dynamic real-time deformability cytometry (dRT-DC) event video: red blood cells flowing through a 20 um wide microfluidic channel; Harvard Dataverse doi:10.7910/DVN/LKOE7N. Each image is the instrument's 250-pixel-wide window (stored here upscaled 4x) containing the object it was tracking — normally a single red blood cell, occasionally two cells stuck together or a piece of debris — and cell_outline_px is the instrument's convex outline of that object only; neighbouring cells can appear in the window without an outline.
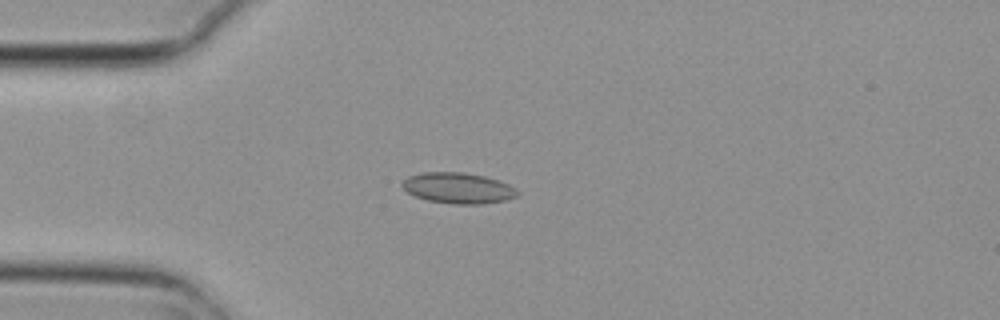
{"species": "common noctule bat (a hibernating species)", "species_latin": "Nyctalus noctula", "temperature_condition": "cold", "stored_images_in_passage": 5, "camera_frame_rate_fps": 3000, "um_per_image_px": 0.085, "animal": {"sex": "female", "body_mass_g": 29.2, "forearm_length_mm": 56.3}, "frame": {"image": 1, "passage_image": 2, "time_ms": 0.333, "image_size_px": [1000, 320], "cell_outline_px": [[520, 192], [516, 196], [504, 200], [484, 204], [452, 204], [428, 200], [416, 196], [408, 192], [400, 184], [408, 176], [424, 172], [464, 172], [484, 176], [508, 184], [516, 188]], "centroid_in_image_um": [38.94, 15.98], "position_along_channel_um": 46.1, "area_um2": 20.58}}
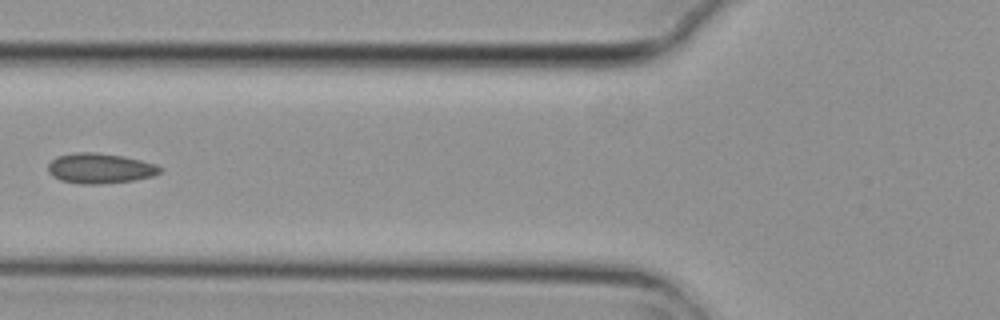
{"frame": {"image": 2, "passage_image": 4, "time_ms": 1.0, "image_size_px": [1000, 320], "cell_outline_px": [[164, 168], [160, 172], [152, 176], [136, 180], [100, 184], [80, 184], [60, 180], [52, 176], [48, 172], [48, 164], [56, 156], [76, 152], [92, 152], [124, 156], [156, 164]], "centroid_in_image_um": [8.49, 14.31], "position_along_channel_um": 117.3, "area_um2": 19.83}}
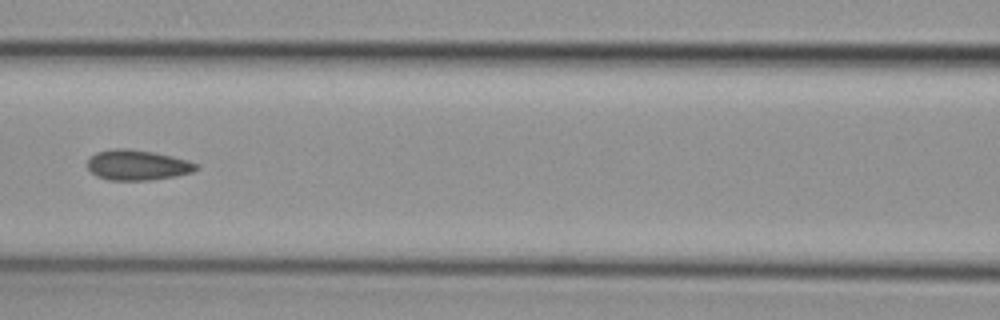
{"frame": {"image": 3, "passage_image": 5, "time_ms": 1.333, "image_size_px": [1000, 320], "cell_outline_px": [[200, 168], [192, 172], [176, 176], [152, 180], [108, 180], [96, 176], [88, 168], [88, 160], [96, 152], [116, 148], [128, 148], [152, 152], [172, 156], [188, 160], [200, 164]], "centroid_in_image_um": [11.72, 14.03], "position_along_channel_um": 154.9, "area_um2": 19.31}}